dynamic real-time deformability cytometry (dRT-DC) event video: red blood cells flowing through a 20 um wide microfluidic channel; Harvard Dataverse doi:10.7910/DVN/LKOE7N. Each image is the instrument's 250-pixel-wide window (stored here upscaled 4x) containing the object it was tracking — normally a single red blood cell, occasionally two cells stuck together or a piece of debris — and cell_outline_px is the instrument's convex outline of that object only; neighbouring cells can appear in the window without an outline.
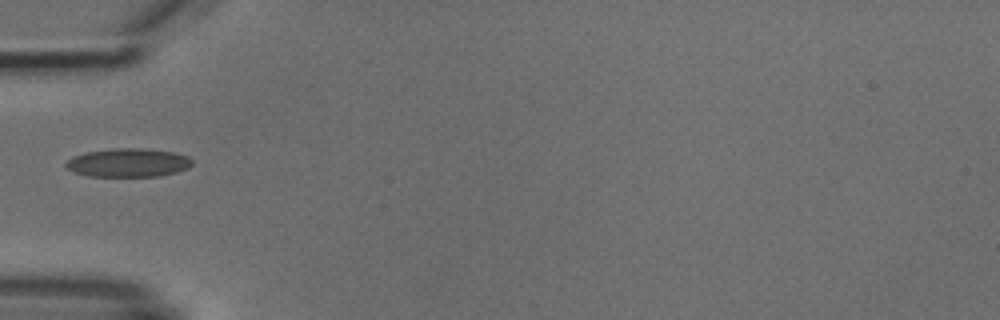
{"species": "common noctule bat (a hibernating species)", "species_latin": "Nyctalus noctula", "temperature_condition": "cold", "stored_images_in_passage": 1, "camera_frame_rate_fps": 3000, "um_per_image_px": 0.085, "animal": {"sex": "male", "body_mass_g": 18.8}, "frame": {"image": 1, "passage_image": 1, "time_ms": 0.0, "image_size_px": [1000, 320], "cell_outline_px": [[192, 164], [188, 168], [176, 172], [160, 176], [88, 176], [76, 172], [68, 168], [64, 164], [72, 156], [88, 152], [116, 148], [144, 148], [176, 152], [188, 156], [192, 160]], "centroid_in_image_um": [10.94, 13.82], "position_along_channel_um": 74.1, "area_um2": 20.98}}